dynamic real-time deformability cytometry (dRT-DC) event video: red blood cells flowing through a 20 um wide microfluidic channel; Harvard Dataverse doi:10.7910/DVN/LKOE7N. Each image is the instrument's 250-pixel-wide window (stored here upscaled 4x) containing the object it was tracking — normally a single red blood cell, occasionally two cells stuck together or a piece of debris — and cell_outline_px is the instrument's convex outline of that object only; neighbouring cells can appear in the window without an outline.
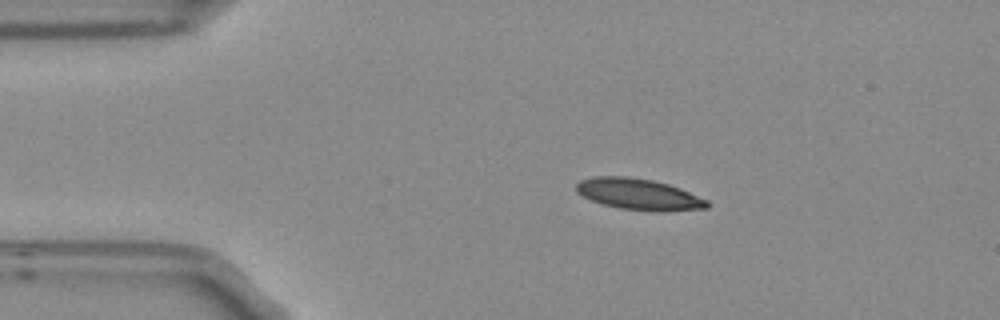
{"species": "Egyptian fruit bat (a non-hibernating species)", "species_latin": "Rousettus aegyptiacus", "temperature_condition": "room temperature", "stored_images_in_passage": 3, "segment_of_instrument_passage": [1, 2], "camera_frame_rate_fps": 3000, "um_per_image_px": 0.085, "frame": {"image": 1, "passage_image": 1, "time_ms": 0.0, "image_size_px": [1000, 320], "cell_outline_px": [[708, 208], [664, 212], [660, 212], [620, 208], [604, 204], [592, 200], [576, 192], [576, 184], [580, 180], [592, 176], [628, 176], [652, 180], [668, 184], [680, 188], [708, 200]], "centroid_in_image_um": [54.3, 16.51], "position_along_channel_um": 30.7, "area_um2": 23.81}}